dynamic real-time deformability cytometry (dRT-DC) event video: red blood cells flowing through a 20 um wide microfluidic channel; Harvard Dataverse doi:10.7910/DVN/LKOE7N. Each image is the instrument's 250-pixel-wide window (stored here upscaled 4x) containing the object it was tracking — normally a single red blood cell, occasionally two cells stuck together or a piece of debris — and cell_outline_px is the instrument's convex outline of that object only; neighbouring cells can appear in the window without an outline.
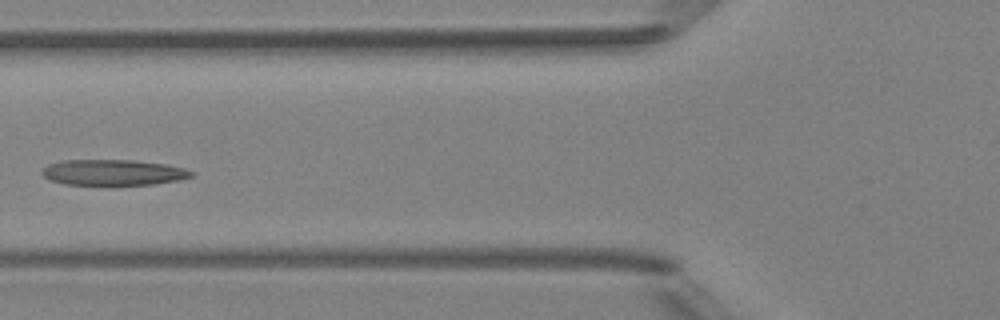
{"species": "Egyptian fruit bat (a non-hibernating species)", "species_latin": "Rousettus aegyptiacus", "temperature_condition": "room temperature", "stored_images_in_passage": 8, "camera_frame_rate_fps": 3000, "um_per_image_px": 0.085, "animal": {"sex": "female"}, "frame": {"image": 1, "passage_image": 7, "time_ms": 7.667, "image_size_px": [1000, 320], "cell_outline_px": [[196, 172], [192, 176], [176, 180], [152, 184], [104, 188], [64, 184], [52, 180], [44, 176], [40, 172], [48, 164], [64, 160], [132, 160], [164, 164], [184, 168]], "centroid_in_image_um": [9.58, 14.7], "position_along_channel_um": 116.2, "area_um2": 23.29}}
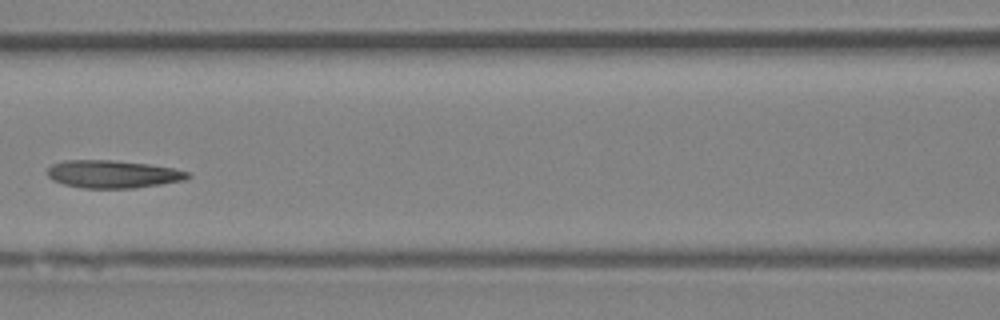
{"frame": {"image": 2, "passage_image": 8, "time_ms": 8.667, "image_size_px": [1000, 320], "cell_outline_px": [[192, 176], [188, 180], [132, 188], [84, 188], [64, 184], [52, 180], [48, 176], [48, 168], [52, 164], [64, 160], [112, 160], [148, 164], [172, 168], [188, 172]], "centroid_in_image_um": [9.6, 14.8], "position_along_channel_um": 157.0, "area_um2": 22.66}}